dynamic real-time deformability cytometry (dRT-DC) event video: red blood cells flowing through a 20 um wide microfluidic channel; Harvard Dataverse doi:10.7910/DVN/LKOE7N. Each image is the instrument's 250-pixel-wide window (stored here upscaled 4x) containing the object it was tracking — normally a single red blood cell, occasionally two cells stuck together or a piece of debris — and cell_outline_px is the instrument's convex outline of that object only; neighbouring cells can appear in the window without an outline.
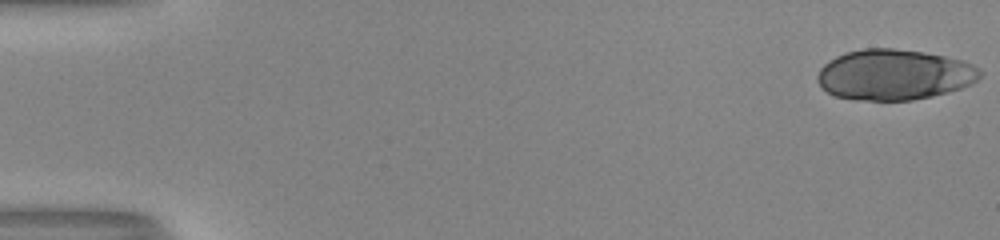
{"species": "human", "species_latin": "Homo sapiens", "temperature_condition": "room temperature", "stored_images_in_passage": 52, "camera_frame_rate_fps": 3000, "um_per_image_px": 0.085, "donor": {"sex": "male"}, "frame": {"image": 1, "passage_image": 1, "time_ms": 0.0, "image_size_px": [1000, 240], "cell_outline_px": [[984, 72], [972, 84], [948, 92], [932, 96], [912, 100], [856, 100], [836, 96], [820, 88], [816, 76], [820, 68], [828, 60], [844, 52], [864, 48], [892, 48], [924, 52], [964, 60], [980, 68]], "centroid_in_image_um": [76.0, 6.34], "position_along_channel_um": 9.0, "area_um2": 48.32}}
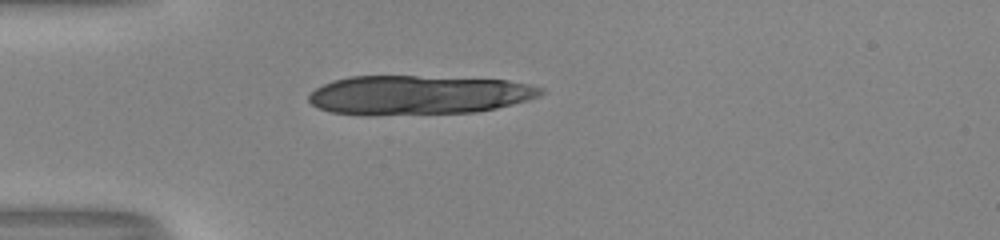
{"frame": {"image": 2, "passage_image": 16, "time_ms": 5.0, "image_size_px": [1000, 240], "cell_outline_px": [[544, 92], [540, 96], [528, 100], [496, 108], [476, 112], [368, 116], [360, 116], [332, 112], [320, 108], [312, 104], [308, 100], [308, 96], [316, 88], [332, 80], [348, 76], [416, 76], [508, 80], [528, 84], [544, 88]], "centroid_in_image_um": [35.54, 8.08], "position_along_channel_um": 49.5, "area_um2": 53.47}, "authors_computed_cell_mechanics": {"area_um2": 40.2866, "velocity_mm_per_s": 4.0371, "shape_relaxation_time_tau1_ms": 6.5082, "shape_relaxation_time_tau2_ms": 1.2392, "deformation_change_tau1": 0.2692, "deformation_change_tau2": 0.0866}}